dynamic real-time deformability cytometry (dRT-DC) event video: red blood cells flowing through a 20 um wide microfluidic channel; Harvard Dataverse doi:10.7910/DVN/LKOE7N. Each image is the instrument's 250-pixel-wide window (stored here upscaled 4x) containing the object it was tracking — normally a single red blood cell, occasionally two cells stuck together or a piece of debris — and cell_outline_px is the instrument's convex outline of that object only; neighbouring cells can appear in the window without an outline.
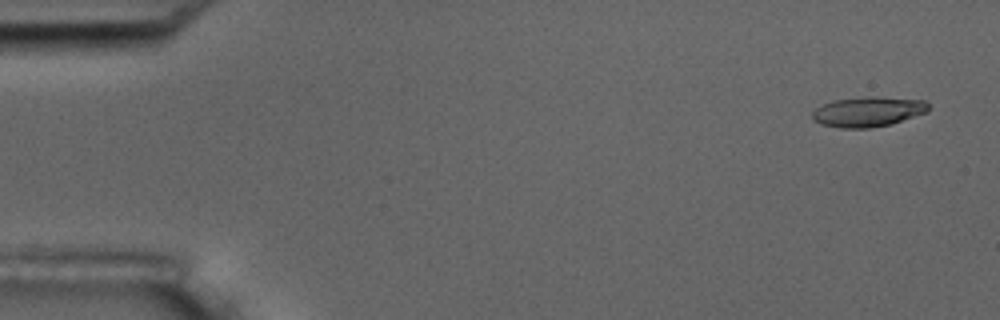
{"species": "common noctule bat (a hibernating species)", "species_latin": "Nyctalus noctula", "temperature_condition": "room temperature", "stored_images_in_passage": 5, "camera_frame_rate_fps": 3000, "um_per_image_px": 0.085, "animal": {"sex": "male", "body_mass_g": 17.5, "forearm_length_mm": 52.3}, "frame": {"image": 1, "passage_image": 1, "time_ms": 0.0, "image_size_px": [1000, 320], "cell_outline_px": [[928, 112], [892, 124], [868, 128], [840, 128], [820, 124], [812, 120], [812, 112], [816, 108], [832, 100], [868, 96], [876, 96], [924, 100], [928, 104]], "centroid_in_image_um": [73.77, 9.49], "position_along_channel_um": 11.2, "area_um2": 20.52}}
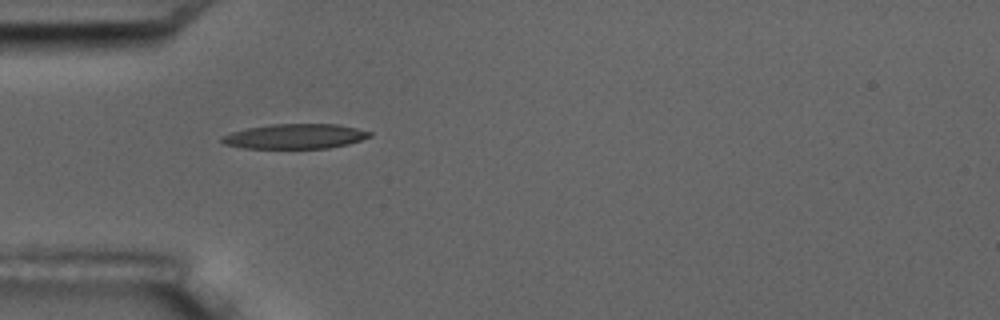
{"frame": {"image": 2, "passage_image": 5, "time_ms": 4.667, "image_size_px": [1000, 320], "cell_outline_px": [[372, 136], [348, 144], [328, 148], [240, 148], [224, 144], [220, 140], [220, 136], [232, 132], [248, 128], [272, 124], [336, 124], [356, 128], [372, 132]], "centroid_in_image_um": [25.06, 11.59], "position_along_channel_um": 59.9, "area_um2": 21.39}}